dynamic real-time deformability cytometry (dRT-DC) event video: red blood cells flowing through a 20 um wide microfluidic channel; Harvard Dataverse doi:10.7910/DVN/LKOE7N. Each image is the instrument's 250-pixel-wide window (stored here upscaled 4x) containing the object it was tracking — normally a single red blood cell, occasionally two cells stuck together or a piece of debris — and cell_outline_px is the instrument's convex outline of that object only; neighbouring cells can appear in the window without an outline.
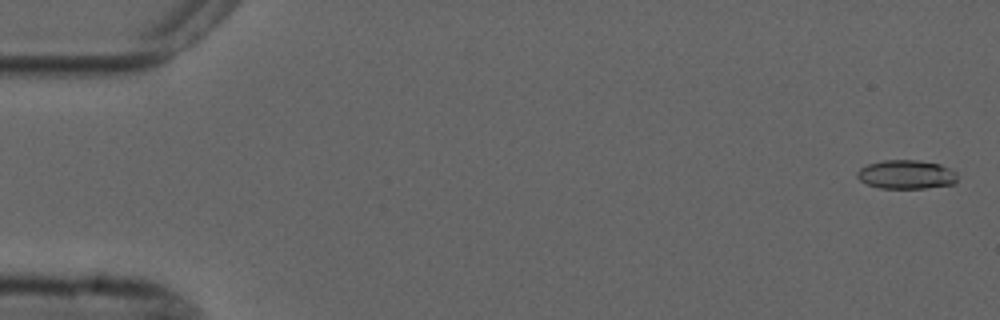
{"species": "common noctule bat (a hibernating species)", "species_latin": "Nyctalus noctula", "temperature_condition": "cold", "stored_images_in_passage": 4, "camera_frame_rate_fps": 3000, "um_per_image_px": 0.085, "animal": {"sex": "male", "forearm_length_mm": 52.5}, "frame": {"image": 1, "passage_image": 1, "time_ms": 0.0, "image_size_px": [1000, 320], "cell_outline_px": [[956, 180], [952, 184], [924, 188], [880, 188], [868, 184], [860, 180], [856, 176], [856, 172], [860, 168], [868, 164], [884, 160], [920, 160], [940, 164], [956, 172]], "centroid_in_image_um": [77.01, 14.82], "position_along_channel_um": 8.0, "area_um2": 16.76}}